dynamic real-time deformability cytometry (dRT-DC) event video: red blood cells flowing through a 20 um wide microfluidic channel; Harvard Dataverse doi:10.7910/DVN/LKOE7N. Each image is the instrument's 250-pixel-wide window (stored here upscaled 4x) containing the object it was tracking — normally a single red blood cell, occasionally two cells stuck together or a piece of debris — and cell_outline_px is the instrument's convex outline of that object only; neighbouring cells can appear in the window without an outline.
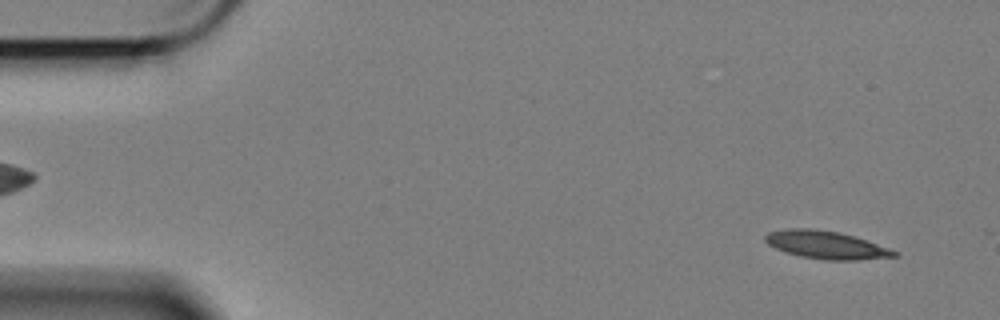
{"species": "Egyptian fruit bat (a non-hibernating species)", "species_latin": "Rousettus aegyptiacus", "temperature_condition": "cold", "stored_images_in_passage": 11, "camera_frame_rate_fps": 3000, "um_per_image_px": 0.085, "animal": {"sex": "female"}, "frame": {"image": 1, "passage_image": 3, "time_ms": 0.667, "image_size_px": [1000, 320], "cell_outline_px": [[900, 256], [856, 260], [824, 260], [800, 256], [776, 248], [768, 244], [764, 240], [764, 236], [768, 232], [788, 228], [812, 228], [840, 232], [856, 236], [900, 252]], "centroid_in_image_um": [70.26, 20.81], "position_along_channel_um": 14.7, "area_um2": 21.1}}